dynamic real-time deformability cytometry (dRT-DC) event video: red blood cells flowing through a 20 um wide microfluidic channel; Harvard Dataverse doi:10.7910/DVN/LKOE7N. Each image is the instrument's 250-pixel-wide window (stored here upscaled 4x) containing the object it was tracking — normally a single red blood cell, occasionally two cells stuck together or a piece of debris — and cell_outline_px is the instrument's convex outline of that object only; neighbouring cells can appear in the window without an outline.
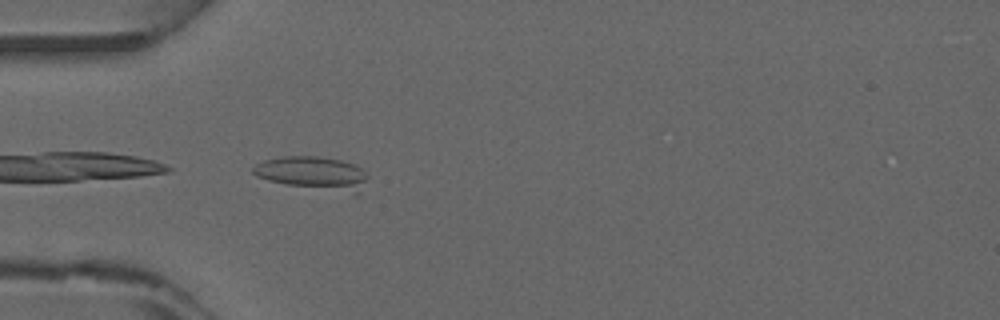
{"species": "common noctule bat (a hibernating species)", "species_latin": "Nyctalus noctula", "temperature_condition": "warm", "stored_images_in_passage": 2, "camera_frame_rate_fps": 3000, "um_per_image_px": 0.085, "animal": {"sex": "male", "forearm_length_mm": 52.5}, "frame": {"image": 1, "passage_image": 2, "time_ms": 0.333, "image_size_px": [1000, 320], "cell_outline_px": [[368, 176], [360, 192], [356, 196], [288, 184], [268, 180], [256, 176], [252, 172], [252, 168], [256, 164], [264, 160], [284, 156], [316, 156], [340, 160], [352, 164], [360, 168]], "centroid_in_image_um": [26.64, 14.75], "position_along_channel_um": 58.4, "area_um2": 22.31}}